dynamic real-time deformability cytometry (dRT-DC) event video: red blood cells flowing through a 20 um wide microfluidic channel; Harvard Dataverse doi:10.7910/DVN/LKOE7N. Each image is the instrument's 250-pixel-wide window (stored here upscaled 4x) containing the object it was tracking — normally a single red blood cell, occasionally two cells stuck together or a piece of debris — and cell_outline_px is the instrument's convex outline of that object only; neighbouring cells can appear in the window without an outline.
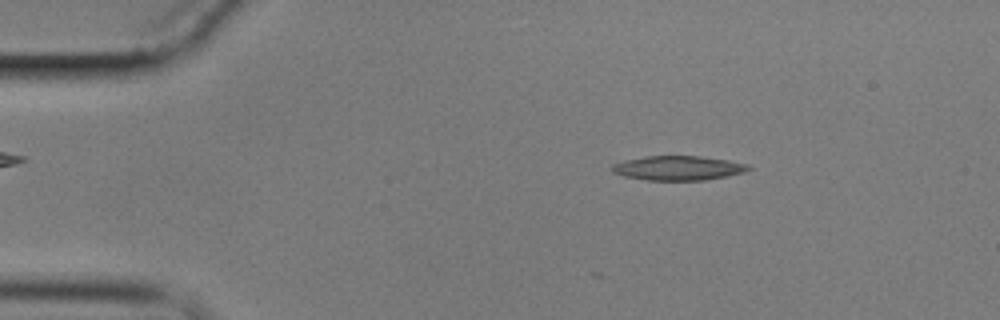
{"species": "common noctule bat (a hibernating species)", "species_latin": "Nyctalus noctula", "temperature_condition": "cold", "stored_images_in_passage": 59, "camera_frame_rate_fps": 3000, "um_per_image_px": 0.085, "animal": {"sex": "male", "body_mass_g": 17.9}, "frame": {"image": 1, "passage_image": 9, "time_ms": 2.667, "image_size_px": [1000, 320], "cell_outline_px": [[752, 168], [744, 172], [728, 176], [704, 180], [648, 180], [624, 176], [612, 172], [612, 164], [644, 156], [700, 156], [728, 160], [748, 164]], "centroid_in_image_um": [57.67, 14.28], "position_along_channel_um": 27.3, "area_um2": 19.31}}
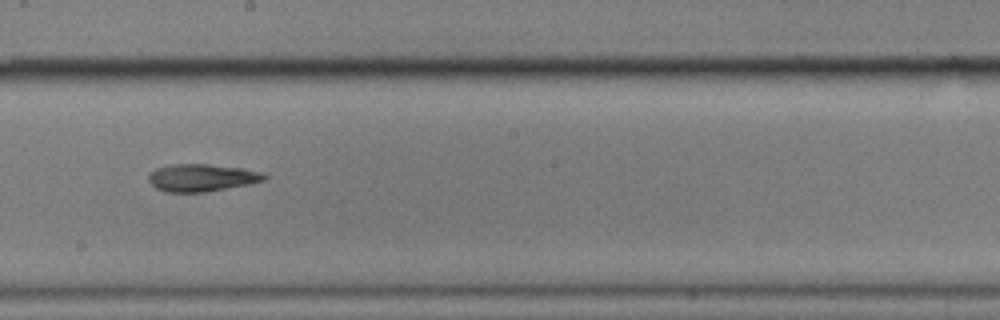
{"frame": {"image": 2, "passage_image": 33, "time_ms": 10.667, "image_size_px": [1000, 320], "cell_outline_px": [[268, 176], [264, 180], [248, 184], [204, 192], [164, 192], [156, 188], [148, 180], [148, 176], [156, 168], [172, 164], [208, 164], [244, 168], [264, 172]], "centroid_in_image_um": [17.16, 15.1], "position_along_channel_um": 231.0, "area_um2": 18.5}}
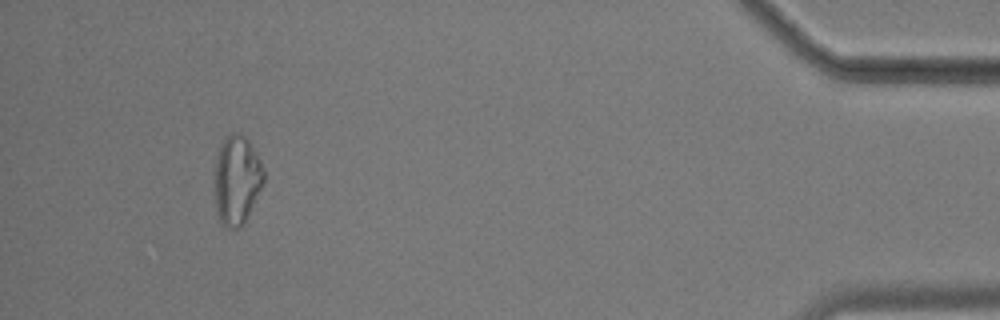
{"frame": {"image": 3, "passage_image": 55, "time_ms": 18.0, "image_size_px": [1000, 320], "cell_outline_px": [[264, 184], [248, 216], [240, 228], [228, 228], [220, 224], [216, 208], [216, 160], [220, 144], [232, 132], [240, 132], [248, 140], [260, 160], [264, 168]], "centroid_in_image_um": [20.16, 15.31], "position_along_channel_um": 415.0, "area_um2": 25.43}, "authors_computed_cell_mechanics": {"area_um2": 19.7098, "velocity_mm_per_s": 3.3862, "shape_relaxation_time_tau1_ms": 9.0825, "shape_relaxation_time_tau2_ms": null, "deformation_change_tau1": 0.2194, "deformation_change_tau2": null}}